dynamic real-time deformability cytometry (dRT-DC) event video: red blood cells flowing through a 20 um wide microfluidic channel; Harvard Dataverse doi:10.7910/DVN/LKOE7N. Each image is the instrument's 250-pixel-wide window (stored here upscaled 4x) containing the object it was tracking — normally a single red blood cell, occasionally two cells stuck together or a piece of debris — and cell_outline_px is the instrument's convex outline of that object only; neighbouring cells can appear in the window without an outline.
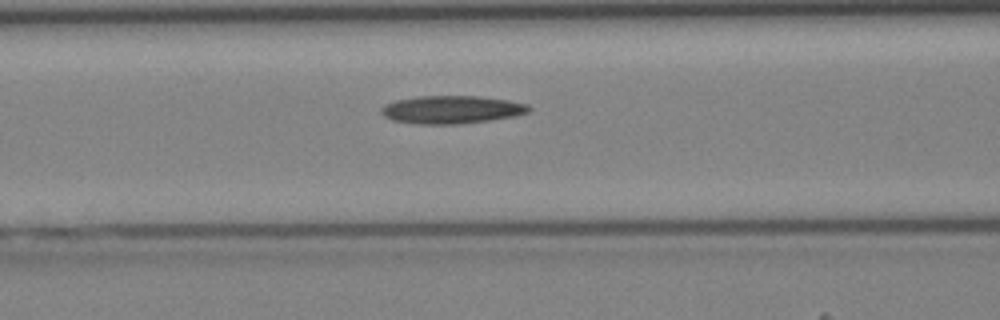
{"species": "Egyptian fruit bat (a non-hibernating species)", "species_latin": "Rousettus aegyptiacus", "temperature_condition": "cold", "stored_images_in_passage": 43, "camera_frame_rate_fps": 3000, "um_per_image_px": 0.085, "animal": {"sex": "female"}, "frame": {"image": 1, "passage_image": 18, "time_ms": 5.667, "image_size_px": [1000, 320], "cell_outline_px": [[532, 108], [528, 112], [516, 116], [492, 120], [460, 124], [416, 124], [392, 120], [384, 116], [380, 112], [380, 108], [384, 104], [396, 100], [420, 96], [480, 96], [508, 100], [528, 104]], "centroid_in_image_um": [38.39, 9.32], "position_along_channel_um": 128.2, "area_um2": 24.28}}
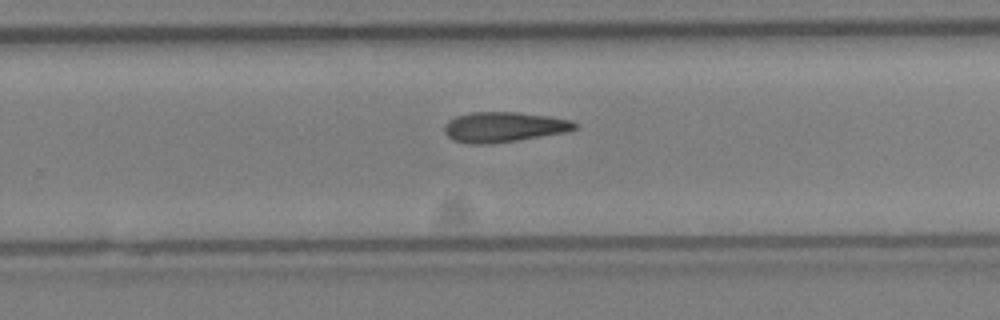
{"frame": {"image": 2, "passage_image": 28, "time_ms": 9.0, "image_size_px": [1000, 320], "cell_outline_px": [[580, 128], [572, 132], [488, 144], [468, 144], [452, 140], [444, 132], [444, 124], [448, 120], [456, 116], [472, 112], [516, 112], [548, 116], [572, 120]], "centroid_in_image_um": [42.85, 10.8], "position_along_channel_um": 286.9, "area_um2": 23.24}}
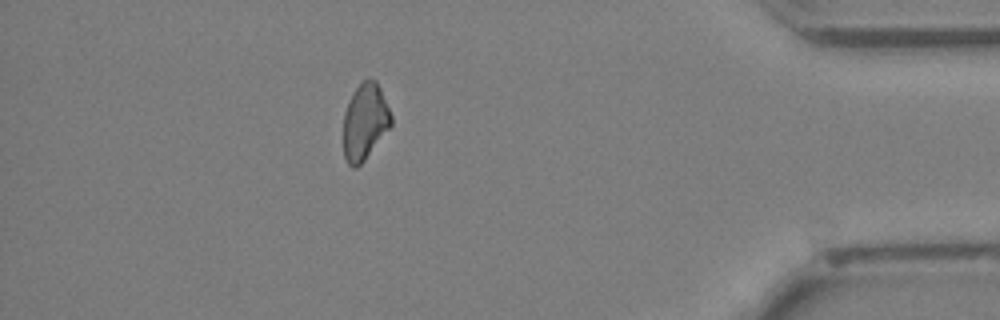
{"frame": {"image": 3, "passage_image": 38, "time_ms": 12.333, "image_size_px": [1000, 320], "cell_outline_px": [[392, 124], [364, 160], [356, 168], [352, 168], [348, 164], [344, 156], [344, 112], [356, 88], [368, 76], [376, 80], [380, 88], [392, 116]], "centroid_in_image_um": [31.02, 10.34], "position_along_channel_um": 404.2, "area_um2": 20.92}}